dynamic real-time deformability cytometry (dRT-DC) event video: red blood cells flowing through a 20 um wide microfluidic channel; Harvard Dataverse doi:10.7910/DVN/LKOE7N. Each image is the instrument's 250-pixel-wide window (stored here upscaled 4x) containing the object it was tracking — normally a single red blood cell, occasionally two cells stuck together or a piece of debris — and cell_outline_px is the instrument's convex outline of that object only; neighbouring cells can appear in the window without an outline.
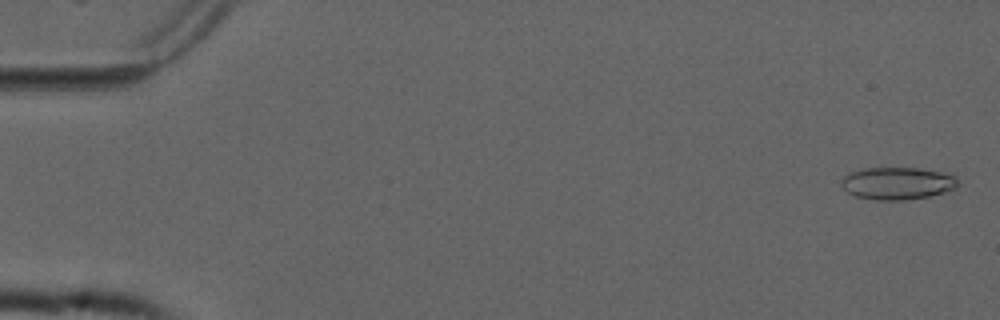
{"species": "common noctule bat (a hibernating species)", "species_latin": "Nyctalus noctula", "temperature_condition": "cold", "stored_images_in_passage": 55, "camera_frame_rate_fps": 3000, "um_per_image_px": 0.085, "animal": {"sex": "male", "forearm_length_mm": 52.5}, "frame": {"image": 1, "passage_image": 2, "time_ms": 0.333, "image_size_px": [1000, 320], "cell_outline_px": [[960, 180], [956, 188], [944, 192], [928, 196], [908, 200], [876, 200], [856, 196], [848, 192], [840, 184], [840, 180], [844, 176], [852, 172], [864, 168], [916, 168], [944, 172], [956, 176]], "centroid_in_image_um": [76.31, 15.58], "position_along_channel_um": 8.7, "area_um2": 22.08}}
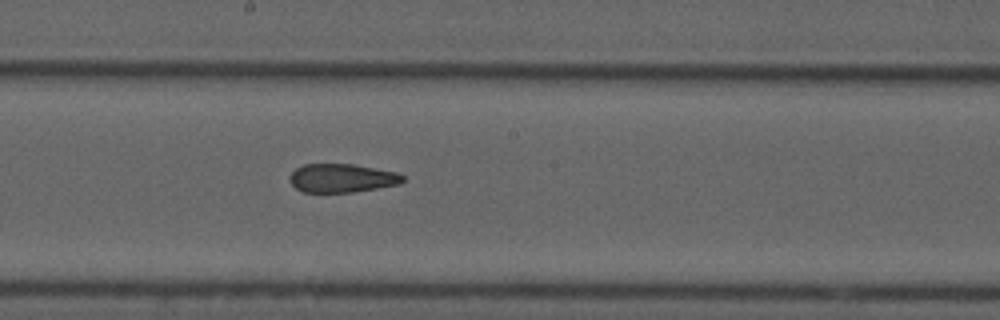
{"frame": {"image": 2, "passage_image": 30, "time_ms": 9.667, "image_size_px": [1000, 320], "cell_outline_px": [[404, 180], [400, 184], [352, 192], [304, 192], [296, 188], [288, 180], [288, 176], [296, 168], [304, 164], [352, 164], [396, 172], [404, 176]], "centroid_in_image_um": [29.03, 15.14], "position_along_channel_um": 219.2, "area_um2": 18.79}}
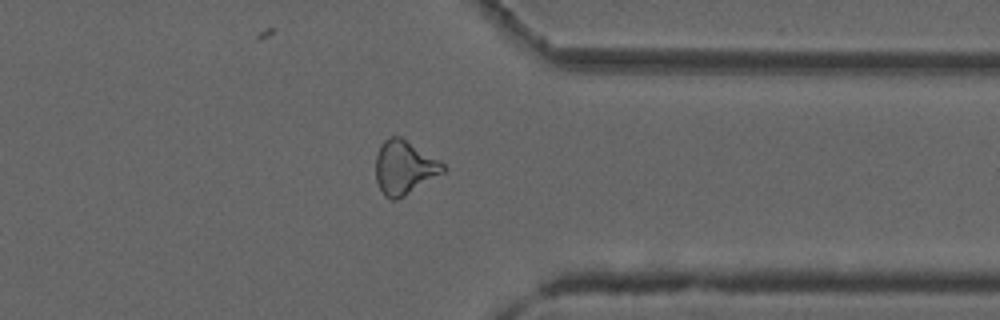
{"frame": {"image": 3, "passage_image": 43, "time_ms": 14.0, "image_size_px": [1000, 320], "cell_outline_px": [[448, 168], [444, 172], [404, 196], [396, 200], [392, 200], [384, 196], [376, 180], [376, 156], [380, 144], [388, 136], [400, 136], [440, 160]], "centroid_in_image_um": [34.36, 14.22], "position_along_channel_um": 377.0, "area_um2": 21.15}, "authors_computed_cell_mechanics": {"area_um2": 21.1548, "velocity_mm_per_s": 3.7737, "shape_relaxation_time_tau1_ms": null, "shape_relaxation_time_tau2_ms": 2.9351, "deformation_change_tau1": null, "deformation_change_tau2": 0.1073}}